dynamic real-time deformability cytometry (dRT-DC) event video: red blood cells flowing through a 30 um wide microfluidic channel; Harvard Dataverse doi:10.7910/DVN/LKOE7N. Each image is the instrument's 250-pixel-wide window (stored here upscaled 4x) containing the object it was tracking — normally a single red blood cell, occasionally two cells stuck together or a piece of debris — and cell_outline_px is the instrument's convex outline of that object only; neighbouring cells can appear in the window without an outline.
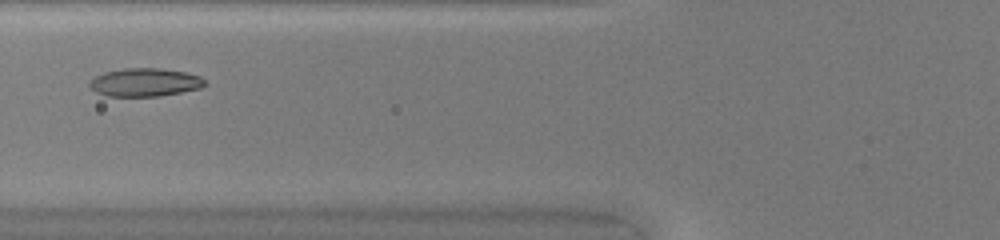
{"species": "common noctule bat (a hibernating species)", "species_latin": "Nyctalus noctula", "temperature_condition": "warm", "stored_images_in_passage": 36, "camera_frame_rate_fps": 3000, "um_per_image_px": 0.085, "animal": {"sex": "female", "body_mass_g": 20.0, "forearm_length_mm": 54.0}, "frame": {"image": 1, "passage_image": 9, "time_ms": 2.667, "image_size_px": [1000, 240], "cell_outline_px": [[208, 84], [200, 88], [160, 96], [108, 96], [96, 92], [88, 84], [88, 80], [104, 72], [124, 68], [160, 68], [184, 72], [200, 76]], "centroid_in_image_um": [12.3, 6.99], "position_along_channel_um": 113.5, "area_um2": 18.96}}
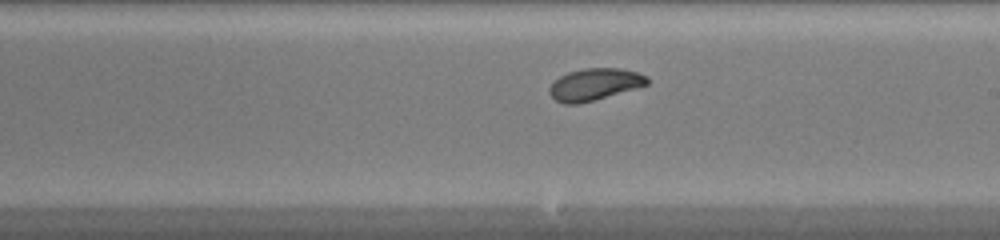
{"frame": {"image": 2, "passage_image": 18, "time_ms": 5.667, "image_size_px": [1000, 240], "cell_outline_px": [[648, 84], [636, 88], [592, 100], [576, 104], [564, 104], [556, 100], [548, 92], [548, 88], [560, 76], [568, 72], [584, 68], [620, 68], [636, 72], [648, 76]], "centroid_in_image_um": [50.53, 7.16], "position_along_channel_um": 238.5, "area_um2": 17.92}}
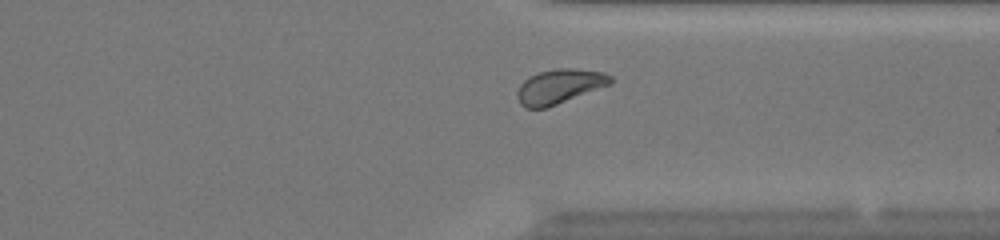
{"frame": {"image": 3, "passage_image": 27, "time_ms": 8.667, "image_size_px": [1000, 240], "cell_outline_px": [[612, 84], [556, 104], [544, 108], [524, 108], [520, 104], [516, 96], [516, 92], [520, 84], [528, 76], [540, 72], [556, 68], [572, 68], [604, 72], [612, 76]], "centroid_in_image_um": [47.53, 7.34], "position_along_channel_um": 363.9, "area_um2": 18.79}, "authors_computed_cell_mechanics": {"area_um2": 18.6116, "velocity_mm_per_s": 4.1676, "shape_relaxation_time_tau1_ms": 2.2089, "shape_relaxation_time_tau2_ms": null, "deformation_change_tau1": 0.0981, "deformation_change_tau2": null}}